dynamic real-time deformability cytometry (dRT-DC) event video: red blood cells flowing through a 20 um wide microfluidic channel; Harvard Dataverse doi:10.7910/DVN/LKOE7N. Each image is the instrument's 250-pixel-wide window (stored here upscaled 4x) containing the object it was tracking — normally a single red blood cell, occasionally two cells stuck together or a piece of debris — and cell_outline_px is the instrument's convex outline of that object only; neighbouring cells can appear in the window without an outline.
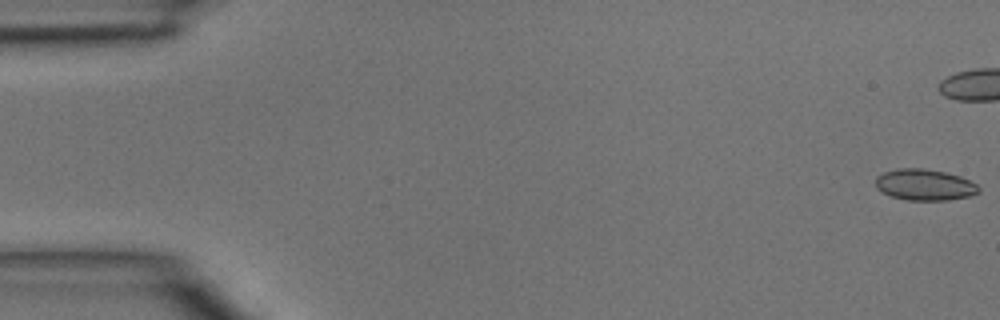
{"species": "common noctule bat (a hibernating species)", "species_latin": "Nyctalus noctula", "temperature_condition": "room temperature", "stored_images_in_passage": 10, "camera_frame_rate_fps": 3000, "um_per_image_px": 0.085, "animal": {"sex": "male", "body_mass_g": 15.6}, "frame": {"image": 1, "passage_image": 1, "time_ms": 0.0, "image_size_px": [1000, 320], "cell_outline_px": [[980, 192], [968, 196], [948, 200], [908, 200], [892, 196], [880, 192], [876, 188], [876, 176], [884, 172], [896, 168], [924, 168], [944, 172], [960, 176], [976, 184], [980, 188]], "centroid_in_image_um": [78.57, 15.7], "position_along_channel_um": 6.4, "area_um2": 18.79}}